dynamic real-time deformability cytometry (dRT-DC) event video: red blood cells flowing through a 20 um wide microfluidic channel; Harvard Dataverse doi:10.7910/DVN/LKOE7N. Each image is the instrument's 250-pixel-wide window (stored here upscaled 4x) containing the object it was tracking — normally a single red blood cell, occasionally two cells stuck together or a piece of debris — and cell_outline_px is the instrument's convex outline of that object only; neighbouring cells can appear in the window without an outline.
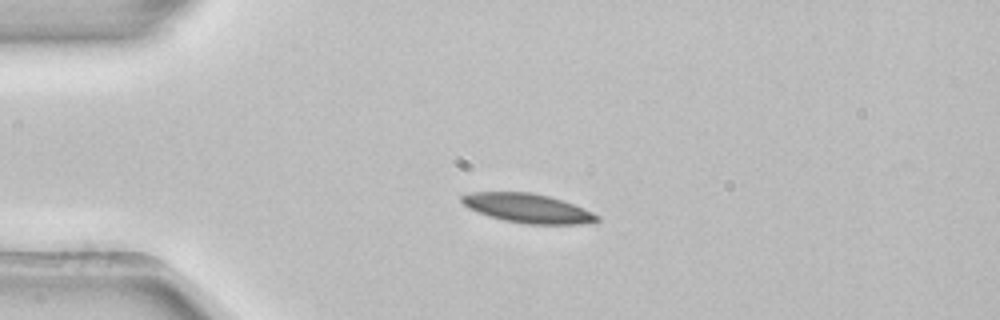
{"species": "common noctule bat (a hibernating species)", "species_latin": "Nyctalus noctula", "temperature_condition": "room temperature", "stored_images_in_passage": 2, "camera_frame_rate_fps": 3000, "um_per_image_px": 0.085, "animal": {"sex": "female", "body_mass_g": 22.7, "forearm_length_mm": 54.2}, "frame": {"image": 1, "passage_image": 2, "time_ms": 0.333, "image_size_px": [1000, 320], "cell_outline_px": [[600, 220], [580, 224], [524, 224], [504, 220], [488, 216], [468, 208], [460, 200], [460, 196], [468, 192], [532, 192], [548, 196], [584, 208], [600, 216]], "centroid_in_image_um": [44.82, 17.7], "position_along_channel_um": 40.2, "area_um2": 22.95}}